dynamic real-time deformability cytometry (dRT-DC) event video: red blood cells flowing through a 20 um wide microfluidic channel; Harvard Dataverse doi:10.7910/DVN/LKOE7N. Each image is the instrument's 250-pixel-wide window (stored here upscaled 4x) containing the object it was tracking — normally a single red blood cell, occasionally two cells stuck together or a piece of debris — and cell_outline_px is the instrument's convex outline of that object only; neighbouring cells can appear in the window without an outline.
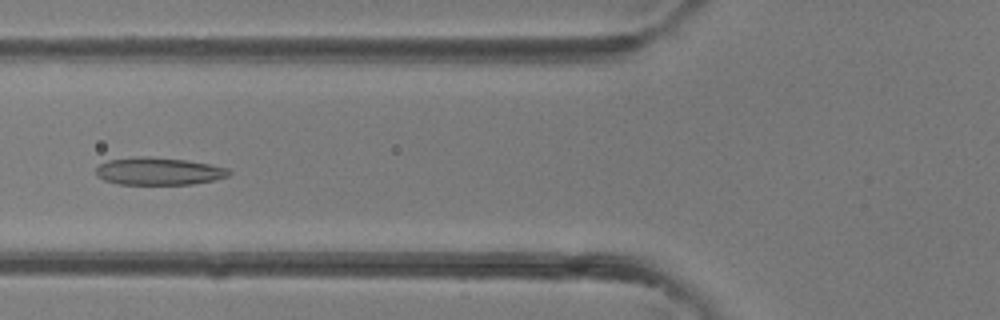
{"species": "common noctule bat (a hibernating species)", "species_latin": "Nyctalus noctula", "temperature_condition": "room temperature", "stored_images_in_passage": 40, "camera_frame_rate_fps": 3000, "um_per_image_px": 0.085, "animal": {"sex": "female"}, "frame": {"image": 1, "passage_image": 15, "time_ms": 4.667, "image_size_px": [1000, 320], "cell_outline_px": [[232, 172], [228, 176], [216, 180], [192, 184], [120, 184], [104, 180], [96, 176], [96, 168], [100, 164], [108, 160], [140, 156], [148, 156], [188, 160], [228, 168]], "centroid_in_image_um": [13.5, 14.55], "position_along_channel_um": 112.3, "area_um2": 21.39}}
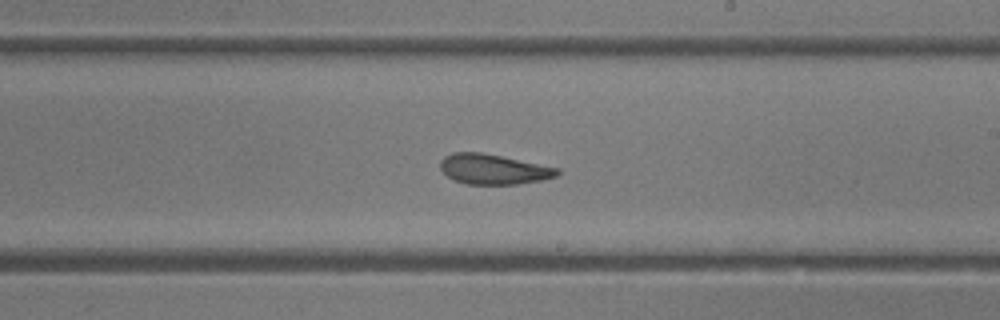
{"frame": {"image": 2, "passage_image": 23, "time_ms": 7.333, "image_size_px": [1000, 320], "cell_outline_px": [[560, 172], [556, 176], [540, 180], [516, 184], [468, 184], [456, 180], [448, 176], [440, 168], [440, 160], [444, 156], [452, 152], [480, 152], [560, 168]], "centroid_in_image_um": [41.93, 14.37], "position_along_channel_um": 247.1, "area_um2": 20.29}}
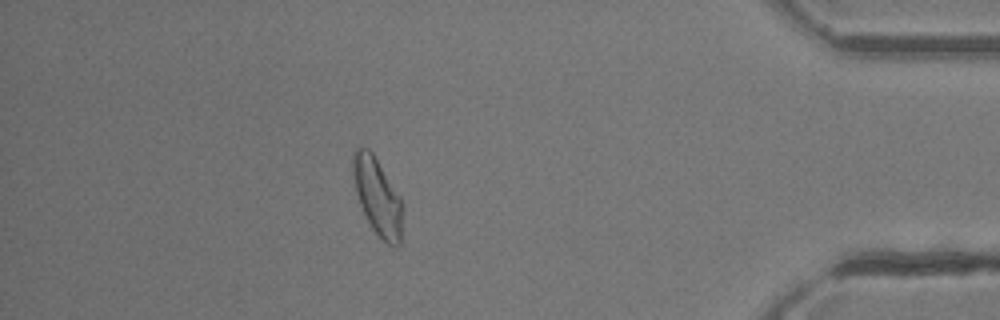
{"frame": {"image": 3, "passage_image": 35, "time_ms": 11.333, "image_size_px": [1000, 320], "cell_outline_px": [[404, 208], [400, 244], [396, 248], [392, 248], [372, 228], [360, 204], [356, 192], [352, 176], [352, 152], [356, 148], [368, 148], [372, 152], [400, 196], [404, 204]], "centroid_in_image_um": [32.11, 16.72], "position_along_channel_um": 403.1, "area_um2": 22.48}}